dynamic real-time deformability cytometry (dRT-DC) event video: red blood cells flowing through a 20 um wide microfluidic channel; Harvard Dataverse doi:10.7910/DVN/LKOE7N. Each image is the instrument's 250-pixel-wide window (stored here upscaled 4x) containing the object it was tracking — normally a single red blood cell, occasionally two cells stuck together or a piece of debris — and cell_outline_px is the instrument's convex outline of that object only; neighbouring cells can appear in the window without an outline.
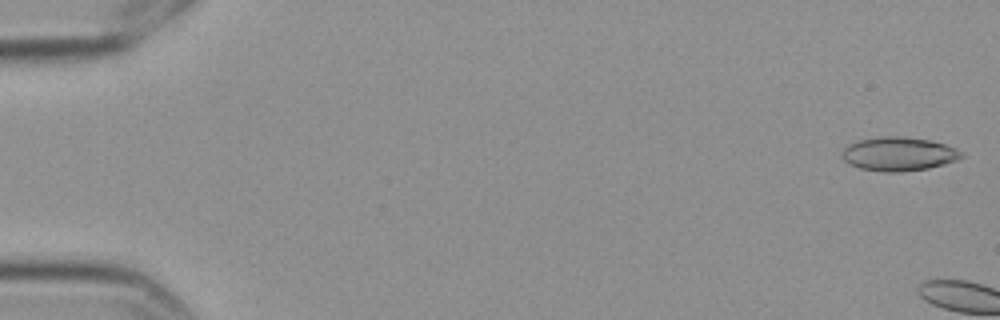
{"species": "Egyptian fruit bat (a non-hibernating species)", "species_latin": "Rousettus aegyptiacus", "temperature_condition": "cold", "stored_images_in_passage": 2, "camera_frame_rate_fps": 3000, "um_per_image_px": 0.085, "frame": {"image": 1, "passage_image": 1, "time_ms": 0.0, "image_size_px": [1000, 320], "cell_outline_px": [[964, 156], [956, 160], [944, 164], [928, 168], [900, 172], [884, 172], [860, 168], [844, 160], [844, 148], [848, 144], [860, 140], [880, 136], [900, 136], [932, 140], [956, 148]], "centroid_in_image_um": [76.41, 13.08], "position_along_channel_um": 8.6, "area_um2": 23.29}}